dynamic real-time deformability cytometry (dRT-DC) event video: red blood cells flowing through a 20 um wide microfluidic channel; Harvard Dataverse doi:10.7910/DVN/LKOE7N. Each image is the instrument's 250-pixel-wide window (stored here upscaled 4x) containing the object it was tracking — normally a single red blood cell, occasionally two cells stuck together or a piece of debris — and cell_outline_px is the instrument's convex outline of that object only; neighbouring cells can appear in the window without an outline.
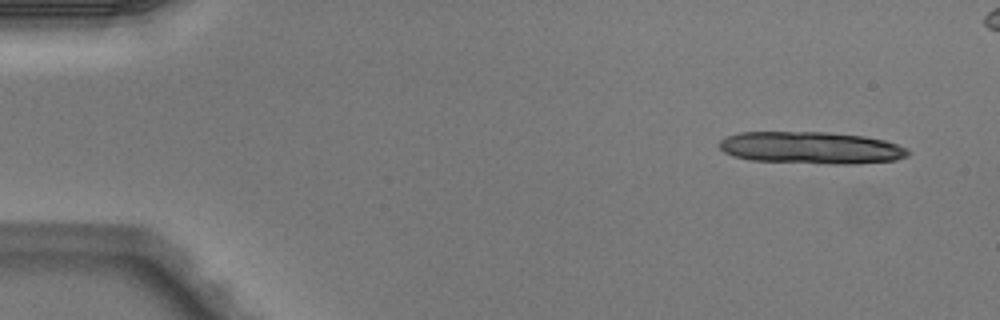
{"species": "Egyptian fruit bat (a non-hibernating species)", "species_latin": "Rousettus aegyptiacus", "temperature_condition": "warm", "stored_images_in_passage": 5, "camera_frame_rate_fps": 3000, "um_per_image_px": 0.085, "animal": {"sex": "male"}, "frame": {"image": 1, "passage_image": 1, "time_ms": 0.0, "image_size_px": [1000, 320], "cell_outline_px": [[912, 152], [908, 156], [896, 160], [852, 164], [840, 164], [748, 160], [732, 156], [724, 152], [716, 144], [720, 140], [728, 136], [740, 132], [828, 132], [864, 136], [884, 140], [908, 148]], "centroid_in_image_um": [68.94, 12.56], "position_along_channel_um": 16.1, "area_um2": 35.55}}